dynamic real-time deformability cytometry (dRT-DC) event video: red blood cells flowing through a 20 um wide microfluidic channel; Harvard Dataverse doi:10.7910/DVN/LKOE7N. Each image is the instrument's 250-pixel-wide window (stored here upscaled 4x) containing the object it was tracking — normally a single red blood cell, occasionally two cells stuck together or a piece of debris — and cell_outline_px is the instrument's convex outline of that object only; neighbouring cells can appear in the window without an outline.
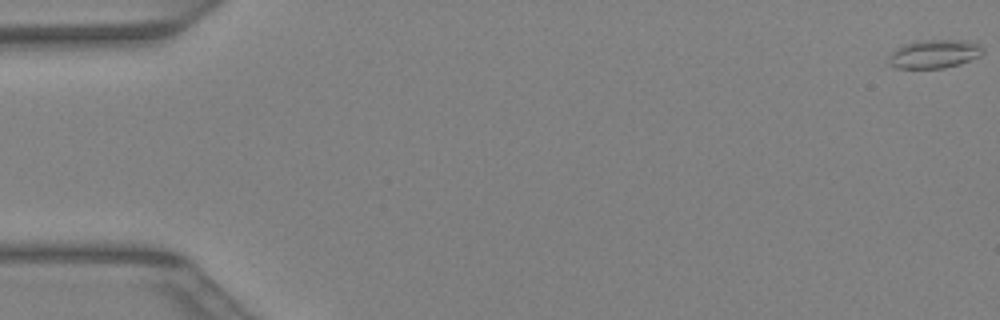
{"species": "Egyptian fruit bat (a non-hibernating species)", "species_latin": "Rousettus aegyptiacus", "temperature_condition": "warm", "stored_images_in_passage": 42, "camera_frame_rate_fps": 3000, "um_per_image_px": 0.085, "animal": {"sex": "female"}, "frame": {"image": 1, "passage_image": 1, "time_ms": 0.0, "image_size_px": [1000, 320], "cell_outline_px": [[984, 52], [980, 56], [956, 64], [940, 68], [896, 68], [888, 64], [888, 56], [896, 48], [904, 44], [916, 40], [964, 40], [976, 44], [984, 48]], "centroid_in_image_um": [79.36, 4.57], "position_along_channel_um": 5.6, "area_um2": 15.55}}
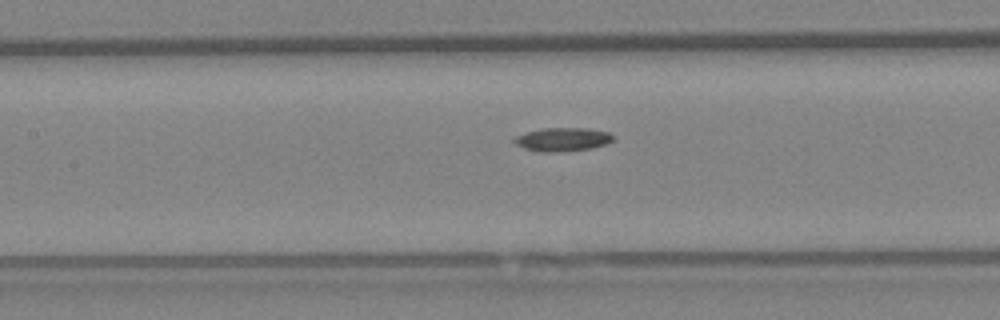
{"frame": {"image": 2, "passage_image": 20, "time_ms": 6.333, "image_size_px": [1000, 320], "cell_outline_px": [[616, 140], [608, 144], [592, 148], [556, 152], [540, 152], [524, 148], [516, 144], [512, 140], [516, 136], [540, 128], [588, 128], [608, 132], [616, 136]], "centroid_in_image_um": [47.88, 11.85], "position_along_channel_um": 159.5, "area_um2": 13.76}}
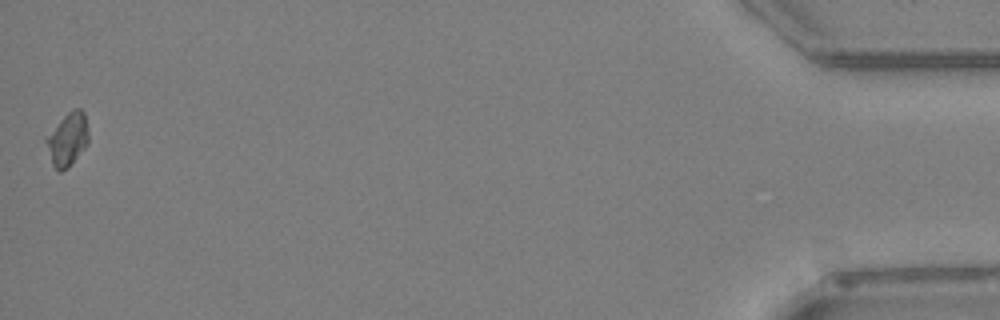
{"frame": {"image": 3, "passage_image": 42, "time_ms": 13.667, "image_size_px": [1000, 320], "cell_outline_px": [[88, 144], [68, 168], [60, 172], [52, 164], [44, 140], [44, 136], [72, 108], [80, 108], [84, 112], [88, 132]], "centroid_in_image_um": [5.72, 11.83], "position_along_channel_um": 429.5, "area_um2": 13.24}}